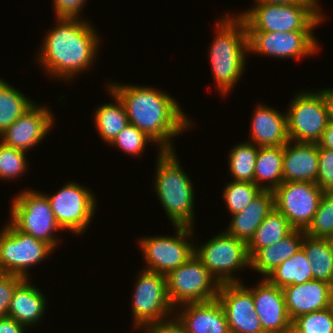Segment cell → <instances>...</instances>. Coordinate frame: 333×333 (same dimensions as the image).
Returning a JSON list of instances; mask_svg holds the SVG:
<instances>
[{
	"label": "cell",
	"mask_w": 333,
	"mask_h": 333,
	"mask_svg": "<svg viewBox=\"0 0 333 333\" xmlns=\"http://www.w3.org/2000/svg\"><path fill=\"white\" fill-rule=\"evenodd\" d=\"M108 88L123 103L129 124L143 131L160 151H173V137L192 126L191 119L168 93L141 85L109 83ZM172 138V139H171Z\"/></svg>",
	"instance_id": "cell-1"
},
{
	"label": "cell",
	"mask_w": 333,
	"mask_h": 333,
	"mask_svg": "<svg viewBox=\"0 0 333 333\" xmlns=\"http://www.w3.org/2000/svg\"><path fill=\"white\" fill-rule=\"evenodd\" d=\"M56 21V26L48 29L37 58L50 76L72 80L92 67L100 40L87 21L80 18Z\"/></svg>",
	"instance_id": "cell-2"
},
{
	"label": "cell",
	"mask_w": 333,
	"mask_h": 333,
	"mask_svg": "<svg viewBox=\"0 0 333 333\" xmlns=\"http://www.w3.org/2000/svg\"><path fill=\"white\" fill-rule=\"evenodd\" d=\"M216 23V37L209 49L213 78L223 95L230 93L245 69L248 38L240 15H225Z\"/></svg>",
	"instance_id": "cell-3"
},
{
	"label": "cell",
	"mask_w": 333,
	"mask_h": 333,
	"mask_svg": "<svg viewBox=\"0 0 333 333\" xmlns=\"http://www.w3.org/2000/svg\"><path fill=\"white\" fill-rule=\"evenodd\" d=\"M179 163L174 150L159 151L154 189L174 226L193 227L194 187Z\"/></svg>",
	"instance_id": "cell-4"
},
{
	"label": "cell",
	"mask_w": 333,
	"mask_h": 333,
	"mask_svg": "<svg viewBox=\"0 0 333 333\" xmlns=\"http://www.w3.org/2000/svg\"><path fill=\"white\" fill-rule=\"evenodd\" d=\"M255 3L256 7L240 14L247 32L313 31L325 17L314 3Z\"/></svg>",
	"instance_id": "cell-5"
},
{
	"label": "cell",
	"mask_w": 333,
	"mask_h": 333,
	"mask_svg": "<svg viewBox=\"0 0 333 333\" xmlns=\"http://www.w3.org/2000/svg\"><path fill=\"white\" fill-rule=\"evenodd\" d=\"M10 223L19 231L58 247V238L53 235L62 228L58 225L46 194L25 190L13 199Z\"/></svg>",
	"instance_id": "cell-6"
},
{
	"label": "cell",
	"mask_w": 333,
	"mask_h": 333,
	"mask_svg": "<svg viewBox=\"0 0 333 333\" xmlns=\"http://www.w3.org/2000/svg\"><path fill=\"white\" fill-rule=\"evenodd\" d=\"M137 279L132 297L133 328L146 331L173 320L168 319L175 309L168 298L166 276L143 269Z\"/></svg>",
	"instance_id": "cell-7"
},
{
	"label": "cell",
	"mask_w": 333,
	"mask_h": 333,
	"mask_svg": "<svg viewBox=\"0 0 333 333\" xmlns=\"http://www.w3.org/2000/svg\"><path fill=\"white\" fill-rule=\"evenodd\" d=\"M166 278L168 298L174 309L217 299L221 285L195 254Z\"/></svg>",
	"instance_id": "cell-8"
},
{
	"label": "cell",
	"mask_w": 333,
	"mask_h": 333,
	"mask_svg": "<svg viewBox=\"0 0 333 333\" xmlns=\"http://www.w3.org/2000/svg\"><path fill=\"white\" fill-rule=\"evenodd\" d=\"M194 248L195 255L220 284L240 283L233 273L250 266L247 244L225 231Z\"/></svg>",
	"instance_id": "cell-9"
},
{
	"label": "cell",
	"mask_w": 333,
	"mask_h": 333,
	"mask_svg": "<svg viewBox=\"0 0 333 333\" xmlns=\"http://www.w3.org/2000/svg\"><path fill=\"white\" fill-rule=\"evenodd\" d=\"M54 249L39 239L17 230L10 222L0 232V273L28 279V269L53 253Z\"/></svg>",
	"instance_id": "cell-10"
},
{
	"label": "cell",
	"mask_w": 333,
	"mask_h": 333,
	"mask_svg": "<svg viewBox=\"0 0 333 333\" xmlns=\"http://www.w3.org/2000/svg\"><path fill=\"white\" fill-rule=\"evenodd\" d=\"M174 236L145 237L139 240L145 270L167 276L172 270L186 263L194 254L195 246L188 240L193 236V227L174 226ZM187 239V240H186Z\"/></svg>",
	"instance_id": "cell-11"
},
{
	"label": "cell",
	"mask_w": 333,
	"mask_h": 333,
	"mask_svg": "<svg viewBox=\"0 0 333 333\" xmlns=\"http://www.w3.org/2000/svg\"><path fill=\"white\" fill-rule=\"evenodd\" d=\"M287 109V132L290 141L317 143L328 126L323 89L299 92Z\"/></svg>",
	"instance_id": "cell-12"
},
{
	"label": "cell",
	"mask_w": 333,
	"mask_h": 333,
	"mask_svg": "<svg viewBox=\"0 0 333 333\" xmlns=\"http://www.w3.org/2000/svg\"><path fill=\"white\" fill-rule=\"evenodd\" d=\"M46 196L62 230L77 235L87 229L97 205L91 190L69 181L57 193Z\"/></svg>",
	"instance_id": "cell-13"
},
{
	"label": "cell",
	"mask_w": 333,
	"mask_h": 333,
	"mask_svg": "<svg viewBox=\"0 0 333 333\" xmlns=\"http://www.w3.org/2000/svg\"><path fill=\"white\" fill-rule=\"evenodd\" d=\"M274 206L294 229L312 223L324 191L311 182H282L274 191Z\"/></svg>",
	"instance_id": "cell-14"
},
{
	"label": "cell",
	"mask_w": 333,
	"mask_h": 333,
	"mask_svg": "<svg viewBox=\"0 0 333 333\" xmlns=\"http://www.w3.org/2000/svg\"><path fill=\"white\" fill-rule=\"evenodd\" d=\"M312 31L247 32L248 52L279 58H302L318 52Z\"/></svg>",
	"instance_id": "cell-15"
},
{
	"label": "cell",
	"mask_w": 333,
	"mask_h": 333,
	"mask_svg": "<svg viewBox=\"0 0 333 333\" xmlns=\"http://www.w3.org/2000/svg\"><path fill=\"white\" fill-rule=\"evenodd\" d=\"M243 283L220 285L217 299L231 333H265L256 313L252 292Z\"/></svg>",
	"instance_id": "cell-16"
},
{
	"label": "cell",
	"mask_w": 333,
	"mask_h": 333,
	"mask_svg": "<svg viewBox=\"0 0 333 333\" xmlns=\"http://www.w3.org/2000/svg\"><path fill=\"white\" fill-rule=\"evenodd\" d=\"M34 103L1 135L5 145L24 152L39 144L54 124L53 114L46 106Z\"/></svg>",
	"instance_id": "cell-17"
},
{
	"label": "cell",
	"mask_w": 333,
	"mask_h": 333,
	"mask_svg": "<svg viewBox=\"0 0 333 333\" xmlns=\"http://www.w3.org/2000/svg\"><path fill=\"white\" fill-rule=\"evenodd\" d=\"M252 292L255 310L265 333H291V320L288 317L283 290L262 279Z\"/></svg>",
	"instance_id": "cell-18"
},
{
	"label": "cell",
	"mask_w": 333,
	"mask_h": 333,
	"mask_svg": "<svg viewBox=\"0 0 333 333\" xmlns=\"http://www.w3.org/2000/svg\"><path fill=\"white\" fill-rule=\"evenodd\" d=\"M173 319L186 333H231L226 314L218 299L181 305Z\"/></svg>",
	"instance_id": "cell-19"
},
{
	"label": "cell",
	"mask_w": 333,
	"mask_h": 333,
	"mask_svg": "<svg viewBox=\"0 0 333 333\" xmlns=\"http://www.w3.org/2000/svg\"><path fill=\"white\" fill-rule=\"evenodd\" d=\"M288 317L292 321L300 315L321 311L332 306L331 284L311 280L282 289Z\"/></svg>",
	"instance_id": "cell-20"
},
{
	"label": "cell",
	"mask_w": 333,
	"mask_h": 333,
	"mask_svg": "<svg viewBox=\"0 0 333 333\" xmlns=\"http://www.w3.org/2000/svg\"><path fill=\"white\" fill-rule=\"evenodd\" d=\"M318 166V143L289 140L284 145L283 182H311L317 184Z\"/></svg>",
	"instance_id": "cell-21"
},
{
	"label": "cell",
	"mask_w": 333,
	"mask_h": 333,
	"mask_svg": "<svg viewBox=\"0 0 333 333\" xmlns=\"http://www.w3.org/2000/svg\"><path fill=\"white\" fill-rule=\"evenodd\" d=\"M250 140L258 147L284 146L288 141L287 115L259 104L254 111Z\"/></svg>",
	"instance_id": "cell-22"
},
{
	"label": "cell",
	"mask_w": 333,
	"mask_h": 333,
	"mask_svg": "<svg viewBox=\"0 0 333 333\" xmlns=\"http://www.w3.org/2000/svg\"><path fill=\"white\" fill-rule=\"evenodd\" d=\"M274 207L273 191L262 190L245 209L231 215L230 226L225 232L248 244Z\"/></svg>",
	"instance_id": "cell-23"
},
{
	"label": "cell",
	"mask_w": 333,
	"mask_h": 333,
	"mask_svg": "<svg viewBox=\"0 0 333 333\" xmlns=\"http://www.w3.org/2000/svg\"><path fill=\"white\" fill-rule=\"evenodd\" d=\"M42 292L33 286L29 279H24L13 293L7 316L27 328L39 323L47 306Z\"/></svg>",
	"instance_id": "cell-24"
},
{
	"label": "cell",
	"mask_w": 333,
	"mask_h": 333,
	"mask_svg": "<svg viewBox=\"0 0 333 333\" xmlns=\"http://www.w3.org/2000/svg\"><path fill=\"white\" fill-rule=\"evenodd\" d=\"M305 235L304 230L294 229L284 239L279 240L275 244L266 248L258 250L250 258L249 268L264 275L265 278L276 267L281 265L284 261L292 257L301 249L302 241Z\"/></svg>",
	"instance_id": "cell-25"
},
{
	"label": "cell",
	"mask_w": 333,
	"mask_h": 333,
	"mask_svg": "<svg viewBox=\"0 0 333 333\" xmlns=\"http://www.w3.org/2000/svg\"><path fill=\"white\" fill-rule=\"evenodd\" d=\"M283 154L284 146L259 147L254 184L262 190L274 191L283 182Z\"/></svg>",
	"instance_id": "cell-26"
},
{
	"label": "cell",
	"mask_w": 333,
	"mask_h": 333,
	"mask_svg": "<svg viewBox=\"0 0 333 333\" xmlns=\"http://www.w3.org/2000/svg\"><path fill=\"white\" fill-rule=\"evenodd\" d=\"M108 93L115 99L114 103H105L95 110L94 123L99 135L105 143H111L117 135L129 125L125 107L116 94L108 87Z\"/></svg>",
	"instance_id": "cell-27"
},
{
	"label": "cell",
	"mask_w": 333,
	"mask_h": 333,
	"mask_svg": "<svg viewBox=\"0 0 333 333\" xmlns=\"http://www.w3.org/2000/svg\"><path fill=\"white\" fill-rule=\"evenodd\" d=\"M293 230L294 228L290 225L285 216L274 207L247 244L249 258L258 250L284 239Z\"/></svg>",
	"instance_id": "cell-28"
},
{
	"label": "cell",
	"mask_w": 333,
	"mask_h": 333,
	"mask_svg": "<svg viewBox=\"0 0 333 333\" xmlns=\"http://www.w3.org/2000/svg\"><path fill=\"white\" fill-rule=\"evenodd\" d=\"M271 284L283 289L313 280L311 263L301 248L292 257L276 267L265 277Z\"/></svg>",
	"instance_id": "cell-29"
},
{
	"label": "cell",
	"mask_w": 333,
	"mask_h": 333,
	"mask_svg": "<svg viewBox=\"0 0 333 333\" xmlns=\"http://www.w3.org/2000/svg\"><path fill=\"white\" fill-rule=\"evenodd\" d=\"M301 248L311 263L313 280L333 282V251L327 238L304 236Z\"/></svg>",
	"instance_id": "cell-30"
},
{
	"label": "cell",
	"mask_w": 333,
	"mask_h": 333,
	"mask_svg": "<svg viewBox=\"0 0 333 333\" xmlns=\"http://www.w3.org/2000/svg\"><path fill=\"white\" fill-rule=\"evenodd\" d=\"M0 78V135L35 102Z\"/></svg>",
	"instance_id": "cell-31"
},
{
	"label": "cell",
	"mask_w": 333,
	"mask_h": 333,
	"mask_svg": "<svg viewBox=\"0 0 333 333\" xmlns=\"http://www.w3.org/2000/svg\"><path fill=\"white\" fill-rule=\"evenodd\" d=\"M259 147L247 141L239 143L229 152V171L234 181L254 183V172Z\"/></svg>",
	"instance_id": "cell-32"
},
{
	"label": "cell",
	"mask_w": 333,
	"mask_h": 333,
	"mask_svg": "<svg viewBox=\"0 0 333 333\" xmlns=\"http://www.w3.org/2000/svg\"><path fill=\"white\" fill-rule=\"evenodd\" d=\"M262 191L256 184L246 181H230L223 191L228 211L233 215L245 209Z\"/></svg>",
	"instance_id": "cell-33"
},
{
	"label": "cell",
	"mask_w": 333,
	"mask_h": 333,
	"mask_svg": "<svg viewBox=\"0 0 333 333\" xmlns=\"http://www.w3.org/2000/svg\"><path fill=\"white\" fill-rule=\"evenodd\" d=\"M291 333H333V306L293 319Z\"/></svg>",
	"instance_id": "cell-34"
},
{
	"label": "cell",
	"mask_w": 333,
	"mask_h": 333,
	"mask_svg": "<svg viewBox=\"0 0 333 333\" xmlns=\"http://www.w3.org/2000/svg\"><path fill=\"white\" fill-rule=\"evenodd\" d=\"M305 234L313 238H328L333 235V191H324L312 223Z\"/></svg>",
	"instance_id": "cell-35"
},
{
	"label": "cell",
	"mask_w": 333,
	"mask_h": 333,
	"mask_svg": "<svg viewBox=\"0 0 333 333\" xmlns=\"http://www.w3.org/2000/svg\"><path fill=\"white\" fill-rule=\"evenodd\" d=\"M25 153L27 152L7 146L0 141V179L11 180L25 173L28 166Z\"/></svg>",
	"instance_id": "cell-36"
},
{
	"label": "cell",
	"mask_w": 333,
	"mask_h": 333,
	"mask_svg": "<svg viewBox=\"0 0 333 333\" xmlns=\"http://www.w3.org/2000/svg\"><path fill=\"white\" fill-rule=\"evenodd\" d=\"M154 141L135 125H127L117 137L110 143L113 147H119L123 152L132 156H139L144 152L147 143Z\"/></svg>",
	"instance_id": "cell-37"
},
{
	"label": "cell",
	"mask_w": 333,
	"mask_h": 333,
	"mask_svg": "<svg viewBox=\"0 0 333 333\" xmlns=\"http://www.w3.org/2000/svg\"><path fill=\"white\" fill-rule=\"evenodd\" d=\"M317 185L323 191H333V150L319 147Z\"/></svg>",
	"instance_id": "cell-38"
},
{
	"label": "cell",
	"mask_w": 333,
	"mask_h": 333,
	"mask_svg": "<svg viewBox=\"0 0 333 333\" xmlns=\"http://www.w3.org/2000/svg\"><path fill=\"white\" fill-rule=\"evenodd\" d=\"M24 279L19 275L0 273V318L8 315L13 293Z\"/></svg>",
	"instance_id": "cell-39"
},
{
	"label": "cell",
	"mask_w": 333,
	"mask_h": 333,
	"mask_svg": "<svg viewBox=\"0 0 333 333\" xmlns=\"http://www.w3.org/2000/svg\"><path fill=\"white\" fill-rule=\"evenodd\" d=\"M87 0H53L57 18L79 19L81 10Z\"/></svg>",
	"instance_id": "cell-40"
},
{
	"label": "cell",
	"mask_w": 333,
	"mask_h": 333,
	"mask_svg": "<svg viewBox=\"0 0 333 333\" xmlns=\"http://www.w3.org/2000/svg\"><path fill=\"white\" fill-rule=\"evenodd\" d=\"M26 326L9 316L0 318V333H25Z\"/></svg>",
	"instance_id": "cell-41"
},
{
	"label": "cell",
	"mask_w": 333,
	"mask_h": 333,
	"mask_svg": "<svg viewBox=\"0 0 333 333\" xmlns=\"http://www.w3.org/2000/svg\"><path fill=\"white\" fill-rule=\"evenodd\" d=\"M147 333H186L173 319L160 325L148 328Z\"/></svg>",
	"instance_id": "cell-42"
},
{
	"label": "cell",
	"mask_w": 333,
	"mask_h": 333,
	"mask_svg": "<svg viewBox=\"0 0 333 333\" xmlns=\"http://www.w3.org/2000/svg\"><path fill=\"white\" fill-rule=\"evenodd\" d=\"M320 148L333 150V125L328 124L324 130L321 139L317 142Z\"/></svg>",
	"instance_id": "cell-43"
},
{
	"label": "cell",
	"mask_w": 333,
	"mask_h": 333,
	"mask_svg": "<svg viewBox=\"0 0 333 333\" xmlns=\"http://www.w3.org/2000/svg\"><path fill=\"white\" fill-rule=\"evenodd\" d=\"M323 100L325 102L326 113L329 124L333 125V89H323Z\"/></svg>",
	"instance_id": "cell-44"
},
{
	"label": "cell",
	"mask_w": 333,
	"mask_h": 333,
	"mask_svg": "<svg viewBox=\"0 0 333 333\" xmlns=\"http://www.w3.org/2000/svg\"><path fill=\"white\" fill-rule=\"evenodd\" d=\"M255 2H267L272 4H294V3H313L310 0H255Z\"/></svg>",
	"instance_id": "cell-45"
},
{
	"label": "cell",
	"mask_w": 333,
	"mask_h": 333,
	"mask_svg": "<svg viewBox=\"0 0 333 333\" xmlns=\"http://www.w3.org/2000/svg\"><path fill=\"white\" fill-rule=\"evenodd\" d=\"M327 239L329 240V243H330L332 251H333V235H330Z\"/></svg>",
	"instance_id": "cell-46"
},
{
	"label": "cell",
	"mask_w": 333,
	"mask_h": 333,
	"mask_svg": "<svg viewBox=\"0 0 333 333\" xmlns=\"http://www.w3.org/2000/svg\"><path fill=\"white\" fill-rule=\"evenodd\" d=\"M331 290H332V306H333V282L331 284Z\"/></svg>",
	"instance_id": "cell-47"
},
{
	"label": "cell",
	"mask_w": 333,
	"mask_h": 333,
	"mask_svg": "<svg viewBox=\"0 0 333 333\" xmlns=\"http://www.w3.org/2000/svg\"><path fill=\"white\" fill-rule=\"evenodd\" d=\"M312 1L314 4H316L318 6L319 3H317V0H310Z\"/></svg>",
	"instance_id": "cell-48"
}]
</instances>
